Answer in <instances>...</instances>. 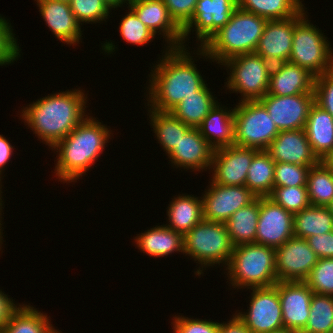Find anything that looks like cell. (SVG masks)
I'll return each instance as SVG.
<instances>
[{
	"label": "cell",
	"mask_w": 333,
	"mask_h": 333,
	"mask_svg": "<svg viewBox=\"0 0 333 333\" xmlns=\"http://www.w3.org/2000/svg\"><path fill=\"white\" fill-rule=\"evenodd\" d=\"M169 224L166 225L183 236L203 219L202 198L194 195H178L168 206Z\"/></svg>",
	"instance_id": "4316f807"
},
{
	"label": "cell",
	"mask_w": 333,
	"mask_h": 333,
	"mask_svg": "<svg viewBox=\"0 0 333 333\" xmlns=\"http://www.w3.org/2000/svg\"><path fill=\"white\" fill-rule=\"evenodd\" d=\"M333 231V215L328 207L310 205L294 214V236L308 238Z\"/></svg>",
	"instance_id": "f546056e"
},
{
	"label": "cell",
	"mask_w": 333,
	"mask_h": 333,
	"mask_svg": "<svg viewBox=\"0 0 333 333\" xmlns=\"http://www.w3.org/2000/svg\"><path fill=\"white\" fill-rule=\"evenodd\" d=\"M18 306L2 327L1 333H50L54 329L47 314L30 305Z\"/></svg>",
	"instance_id": "4dcf8cb0"
},
{
	"label": "cell",
	"mask_w": 333,
	"mask_h": 333,
	"mask_svg": "<svg viewBox=\"0 0 333 333\" xmlns=\"http://www.w3.org/2000/svg\"><path fill=\"white\" fill-rule=\"evenodd\" d=\"M128 7L155 36L160 32L159 35L167 41V48L183 47L182 28L171 17L162 0H130Z\"/></svg>",
	"instance_id": "e0dca14e"
},
{
	"label": "cell",
	"mask_w": 333,
	"mask_h": 333,
	"mask_svg": "<svg viewBox=\"0 0 333 333\" xmlns=\"http://www.w3.org/2000/svg\"><path fill=\"white\" fill-rule=\"evenodd\" d=\"M35 1L43 20L55 37L69 45L80 42L79 40L82 37L81 26L69 3L54 0Z\"/></svg>",
	"instance_id": "7402d4cb"
},
{
	"label": "cell",
	"mask_w": 333,
	"mask_h": 333,
	"mask_svg": "<svg viewBox=\"0 0 333 333\" xmlns=\"http://www.w3.org/2000/svg\"><path fill=\"white\" fill-rule=\"evenodd\" d=\"M294 236V214L268 197H260L256 244L278 248Z\"/></svg>",
	"instance_id": "9a60e30c"
},
{
	"label": "cell",
	"mask_w": 333,
	"mask_h": 333,
	"mask_svg": "<svg viewBox=\"0 0 333 333\" xmlns=\"http://www.w3.org/2000/svg\"><path fill=\"white\" fill-rule=\"evenodd\" d=\"M275 162L266 150H259L253 157L245 186L257 197H267L274 187Z\"/></svg>",
	"instance_id": "1f68e13d"
},
{
	"label": "cell",
	"mask_w": 333,
	"mask_h": 333,
	"mask_svg": "<svg viewBox=\"0 0 333 333\" xmlns=\"http://www.w3.org/2000/svg\"><path fill=\"white\" fill-rule=\"evenodd\" d=\"M236 8L237 0H198L192 18L182 27L183 47L191 30H195L197 41L201 43L198 47H202L229 22Z\"/></svg>",
	"instance_id": "8fae6325"
},
{
	"label": "cell",
	"mask_w": 333,
	"mask_h": 333,
	"mask_svg": "<svg viewBox=\"0 0 333 333\" xmlns=\"http://www.w3.org/2000/svg\"><path fill=\"white\" fill-rule=\"evenodd\" d=\"M311 167L285 162L275 163L274 187H306Z\"/></svg>",
	"instance_id": "60d3db41"
},
{
	"label": "cell",
	"mask_w": 333,
	"mask_h": 333,
	"mask_svg": "<svg viewBox=\"0 0 333 333\" xmlns=\"http://www.w3.org/2000/svg\"><path fill=\"white\" fill-rule=\"evenodd\" d=\"M315 76L306 68L291 62L272 66L267 94L291 96L314 93Z\"/></svg>",
	"instance_id": "603a6c76"
},
{
	"label": "cell",
	"mask_w": 333,
	"mask_h": 333,
	"mask_svg": "<svg viewBox=\"0 0 333 333\" xmlns=\"http://www.w3.org/2000/svg\"><path fill=\"white\" fill-rule=\"evenodd\" d=\"M258 149L230 145L215 149L211 170L214 183L225 186H245L248 170Z\"/></svg>",
	"instance_id": "2e32d148"
},
{
	"label": "cell",
	"mask_w": 333,
	"mask_h": 333,
	"mask_svg": "<svg viewBox=\"0 0 333 333\" xmlns=\"http://www.w3.org/2000/svg\"><path fill=\"white\" fill-rule=\"evenodd\" d=\"M260 211V197L238 209L226 222L233 246L255 243Z\"/></svg>",
	"instance_id": "83f0119b"
},
{
	"label": "cell",
	"mask_w": 333,
	"mask_h": 333,
	"mask_svg": "<svg viewBox=\"0 0 333 333\" xmlns=\"http://www.w3.org/2000/svg\"><path fill=\"white\" fill-rule=\"evenodd\" d=\"M213 153L214 149L200 134L198 128H191L167 156L174 167L197 172L211 169Z\"/></svg>",
	"instance_id": "44dd1931"
},
{
	"label": "cell",
	"mask_w": 333,
	"mask_h": 333,
	"mask_svg": "<svg viewBox=\"0 0 333 333\" xmlns=\"http://www.w3.org/2000/svg\"><path fill=\"white\" fill-rule=\"evenodd\" d=\"M218 333H252L235 313L226 323H219Z\"/></svg>",
	"instance_id": "7dc6e473"
},
{
	"label": "cell",
	"mask_w": 333,
	"mask_h": 333,
	"mask_svg": "<svg viewBox=\"0 0 333 333\" xmlns=\"http://www.w3.org/2000/svg\"><path fill=\"white\" fill-rule=\"evenodd\" d=\"M234 107V145L267 150L279 134L266 108L258 101H239Z\"/></svg>",
	"instance_id": "9c48e42d"
},
{
	"label": "cell",
	"mask_w": 333,
	"mask_h": 333,
	"mask_svg": "<svg viewBox=\"0 0 333 333\" xmlns=\"http://www.w3.org/2000/svg\"><path fill=\"white\" fill-rule=\"evenodd\" d=\"M221 65L230 70L227 90L241 94L240 101H255L267 94L272 64L256 53L232 57Z\"/></svg>",
	"instance_id": "ba28073f"
},
{
	"label": "cell",
	"mask_w": 333,
	"mask_h": 333,
	"mask_svg": "<svg viewBox=\"0 0 333 333\" xmlns=\"http://www.w3.org/2000/svg\"><path fill=\"white\" fill-rule=\"evenodd\" d=\"M266 151L275 163L315 166L321 161L313 152L304 129L279 131Z\"/></svg>",
	"instance_id": "d6986e66"
},
{
	"label": "cell",
	"mask_w": 333,
	"mask_h": 333,
	"mask_svg": "<svg viewBox=\"0 0 333 333\" xmlns=\"http://www.w3.org/2000/svg\"><path fill=\"white\" fill-rule=\"evenodd\" d=\"M8 20L0 15V66L11 64L20 58V48Z\"/></svg>",
	"instance_id": "b9f144b4"
},
{
	"label": "cell",
	"mask_w": 333,
	"mask_h": 333,
	"mask_svg": "<svg viewBox=\"0 0 333 333\" xmlns=\"http://www.w3.org/2000/svg\"><path fill=\"white\" fill-rule=\"evenodd\" d=\"M69 4L81 25L86 22L100 23L106 21L109 18V10L112 9L105 0H71Z\"/></svg>",
	"instance_id": "74e56055"
},
{
	"label": "cell",
	"mask_w": 333,
	"mask_h": 333,
	"mask_svg": "<svg viewBox=\"0 0 333 333\" xmlns=\"http://www.w3.org/2000/svg\"><path fill=\"white\" fill-rule=\"evenodd\" d=\"M225 270L233 288L273 286L278 282L275 248L256 243L235 246Z\"/></svg>",
	"instance_id": "5b68a950"
},
{
	"label": "cell",
	"mask_w": 333,
	"mask_h": 333,
	"mask_svg": "<svg viewBox=\"0 0 333 333\" xmlns=\"http://www.w3.org/2000/svg\"><path fill=\"white\" fill-rule=\"evenodd\" d=\"M223 107L217 102L197 127L214 150L234 145V108Z\"/></svg>",
	"instance_id": "cb8c5ba5"
},
{
	"label": "cell",
	"mask_w": 333,
	"mask_h": 333,
	"mask_svg": "<svg viewBox=\"0 0 333 333\" xmlns=\"http://www.w3.org/2000/svg\"><path fill=\"white\" fill-rule=\"evenodd\" d=\"M187 47L166 48L149 77L148 109L170 112L184 97L193 95L205 85ZM193 60V61H192ZM149 95V96H148Z\"/></svg>",
	"instance_id": "6da1fadb"
},
{
	"label": "cell",
	"mask_w": 333,
	"mask_h": 333,
	"mask_svg": "<svg viewBox=\"0 0 333 333\" xmlns=\"http://www.w3.org/2000/svg\"><path fill=\"white\" fill-rule=\"evenodd\" d=\"M306 187L310 205L327 207L333 200V169L321 160L310 168Z\"/></svg>",
	"instance_id": "e575fe53"
},
{
	"label": "cell",
	"mask_w": 333,
	"mask_h": 333,
	"mask_svg": "<svg viewBox=\"0 0 333 333\" xmlns=\"http://www.w3.org/2000/svg\"><path fill=\"white\" fill-rule=\"evenodd\" d=\"M294 17L268 20L255 53L272 65L288 62L291 55Z\"/></svg>",
	"instance_id": "ffe728a7"
},
{
	"label": "cell",
	"mask_w": 333,
	"mask_h": 333,
	"mask_svg": "<svg viewBox=\"0 0 333 333\" xmlns=\"http://www.w3.org/2000/svg\"><path fill=\"white\" fill-rule=\"evenodd\" d=\"M267 21L237 7L229 22L198 48L197 55L221 65L232 57L255 53Z\"/></svg>",
	"instance_id": "277c9868"
},
{
	"label": "cell",
	"mask_w": 333,
	"mask_h": 333,
	"mask_svg": "<svg viewBox=\"0 0 333 333\" xmlns=\"http://www.w3.org/2000/svg\"><path fill=\"white\" fill-rule=\"evenodd\" d=\"M108 4H109V6L113 9H115V8H117V7H122V5L124 4L125 5V3H127V5H128V3H129V1L128 0H105Z\"/></svg>",
	"instance_id": "f907efd6"
},
{
	"label": "cell",
	"mask_w": 333,
	"mask_h": 333,
	"mask_svg": "<svg viewBox=\"0 0 333 333\" xmlns=\"http://www.w3.org/2000/svg\"><path fill=\"white\" fill-rule=\"evenodd\" d=\"M18 308L12 298L0 290V329L7 323L11 314Z\"/></svg>",
	"instance_id": "c3c4849f"
},
{
	"label": "cell",
	"mask_w": 333,
	"mask_h": 333,
	"mask_svg": "<svg viewBox=\"0 0 333 333\" xmlns=\"http://www.w3.org/2000/svg\"><path fill=\"white\" fill-rule=\"evenodd\" d=\"M250 304L247 312L236 311L252 333H268L284 327L281 302L275 285L251 288Z\"/></svg>",
	"instance_id": "30bf717a"
},
{
	"label": "cell",
	"mask_w": 333,
	"mask_h": 333,
	"mask_svg": "<svg viewBox=\"0 0 333 333\" xmlns=\"http://www.w3.org/2000/svg\"><path fill=\"white\" fill-rule=\"evenodd\" d=\"M333 328V296L312 294L310 313L300 333H329Z\"/></svg>",
	"instance_id": "d590c367"
},
{
	"label": "cell",
	"mask_w": 333,
	"mask_h": 333,
	"mask_svg": "<svg viewBox=\"0 0 333 333\" xmlns=\"http://www.w3.org/2000/svg\"><path fill=\"white\" fill-rule=\"evenodd\" d=\"M1 218H2V214H0V225L2 226V224H1V222H2ZM1 226H0V250H1L2 241H3V239H2L3 238L2 237L3 232H2Z\"/></svg>",
	"instance_id": "db71d44e"
},
{
	"label": "cell",
	"mask_w": 333,
	"mask_h": 333,
	"mask_svg": "<svg viewBox=\"0 0 333 333\" xmlns=\"http://www.w3.org/2000/svg\"><path fill=\"white\" fill-rule=\"evenodd\" d=\"M304 130L313 152L324 160L333 150V116L314 102Z\"/></svg>",
	"instance_id": "484cf974"
},
{
	"label": "cell",
	"mask_w": 333,
	"mask_h": 333,
	"mask_svg": "<svg viewBox=\"0 0 333 333\" xmlns=\"http://www.w3.org/2000/svg\"><path fill=\"white\" fill-rule=\"evenodd\" d=\"M268 333H300V332L283 327L281 329L274 330Z\"/></svg>",
	"instance_id": "f5cc1de1"
},
{
	"label": "cell",
	"mask_w": 333,
	"mask_h": 333,
	"mask_svg": "<svg viewBox=\"0 0 333 333\" xmlns=\"http://www.w3.org/2000/svg\"><path fill=\"white\" fill-rule=\"evenodd\" d=\"M134 243L143 253L153 257H164L174 252H184L183 235L166 226H155L137 234Z\"/></svg>",
	"instance_id": "d4e9b609"
},
{
	"label": "cell",
	"mask_w": 333,
	"mask_h": 333,
	"mask_svg": "<svg viewBox=\"0 0 333 333\" xmlns=\"http://www.w3.org/2000/svg\"><path fill=\"white\" fill-rule=\"evenodd\" d=\"M330 168L333 169V150L323 160Z\"/></svg>",
	"instance_id": "816d5d0a"
},
{
	"label": "cell",
	"mask_w": 333,
	"mask_h": 333,
	"mask_svg": "<svg viewBox=\"0 0 333 333\" xmlns=\"http://www.w3.org/2000/svg\"><path fill=\"white\" fill-rule=\"evenodd\" d=\"M173 325L174 329L173 333H218L219 322L201 320V319H193L184 316H176L173 317Z\"/></svg>",
	"instance_id": "7bdbcfd3"
},
{
	"label": "cell",
	"mask_w": 333,
	"mask_h": 333,
	"mask_svg": "<svg viewBox=\"0 0 333 333\" xmlns=\"http://www.w3.org/2000/svg\"><path fill=\"white\" fill-rule=\"evenodd\" d=\"M267 197L293 214L310 206L307 187H273Z\"/></svg>",
	"instance_id": "8d00e7d4"
},
{
	"label": "cell",
	"mask_w": 333,
	"mask_h": 333,
	"mask_svg": "<svg viewBox=\"0 0 333 333\" xmlns=\"http://www.w3.org/2000/svg\"><path fill=\"white\" fill-rule=\"evenodd\" d=\"M150 117V124L161 144L166 155L177 145L181 137H183L192 127L184 124L181 120L176 118L171 112H161L148 110Z\"/></svg>",
	"instance_id": "d6a6232c"
},
{
	"label": "cell",
	"mask_w": 333,
	"mask_h": 333,
	"mask_svg": "<svg viewBox=\"0 0 333 333\" xmlns=\"http://www.w3.org/2000/svg\"><path fill=\"white\" fill-rule=\"evenodd\" d=\"M112 130L95 117L87 116L51 149L57 150L56 176L62 182H75L94 165L109 143Z\"/></svg>",
	"instance_id": "3957f363"
},
{
	"label": "cell",
	"mask_w": 333,
	"mask_h": 333,
	"mask_svg": "<svg viewBox=\"0 0 333 333\" xmlns=\"http://www.w3.org/2000/svg\"><path fill=\"white\" fill-rule=\"evenodd\" d=\"M307 16L304 8L294 16L289 62L306 68L317 77L333 69V52L327 37L309 22Z\"/></svg>",
	"instance_id": "8992f818"
},
{
	"label": "cell",
	"mask_w": 333,
	"mask_h": 333,
	"mask_svg": "<svg viewBox=\"0 0 333 333\" xmlns=\"http://www.w3.org/2000/svg\"><path fill=\"white\" fill-rule=\"evenodd\" d=\"M330 213L333 215V200L330 202V204L327 206Z\"/></svg>",
	"instance_id": "11a10c76"
},
{
	"label": "cell",
	"mask_w": 333,
	"mask_h": 333,
	"mask_svg": "<svg viewBox=\"0 0 333 333\" xmlns=\"http://www.w3.org/2000/svg\"><path fill=\"white\" fill-rule=\"evenodd\" d=\"M315 103L333 116V69L315 77Z\"/></svg>",
	"instance_id": "ee69618b"
},
{
	"label": "cell",
	"mask_w": 333,
	"mask_h": 333,
	"mask_svg": "<svg viewBox=\"0 0 333 333\" xmlns=\"http://www.w3.org/2000/svg\"><path fill=\"white\" fill-rule=\"evenodd\" d=\"M237 7L266 20L292 18L305 8L300 0H237Z\"/></svg>",
	"instance_id": "836d02e7"
},
{
	"label": "cell",
	"mask_w": 333,
	"mask_h": 333,
	"mask_svg": "<svg viewBox=\"0 0 333 333\" xmlns=\"http://www.w3.org/2000/svg\"><path fill=\"white\" fill-rule=\"evenodd\" d=\"M54 1H60V2L69 3L71 0H54Z\"/></svg>",
	"instance_id": "9f6ffc18"
},
{
	"label": "cell",
	"mask_w": 333,
	"mask_h": 333,
	"mask_svg": "<svg viewBox=\"0 0 333 333\" xmlns=\"http://www.w3.org/2000/svg\"><path fill=\"white\" fill-rule=\"evenodd\" d=\"M13 147L11 143L3 137V135H0V183H1V174L2 170H4V166L7 164V162H10V157H12L13 153ZM1 184H0V191H1Z\"/></svg>",
	"instance_id": "681fc988"
},
{
	"label": "cell",
	"mask_w": 333,
	"mask_h": 333,
	"mask_svg": "<svg viewBox=\"0 0 333 333\" xmlns=\"http://www.w3.org/2000/svg\"><path fill=\"white\" fill-rule=\"evenodd\" d=\"M304 282L313 293L333 296V258L319 259Z\"/></svg>",
	"instance_id": "f35d334b"
},
{
	"label": "cell",
	"mask_w": 333,
	"mask_h": 333,
	"mask_svg": "<svg viewBox=\"0 0 333 333\" xmlns=\"http://www.w3.org/2000/svg\"><path fill=\"white\" fill-rule=\"evenodd\" d=\"M183 244V253L201 265L195 272L198 276L203 274V267L222 263L226 268L234 248L225 223L204 219L183 236Z\"/></svg>",
	"instance_id": "52a82bcc"
},
{
	"label": "cell",
	"mask_w": 333,
	"mask_h": 333,
	"mask_svg": "<svg viewBox=\"0 0 333 333\" xmlns=\"http://www.w3.org/2000/svg\"><path fill=\"white\" fill-rule=\"evenodd\" d=\"M283 325L301 332L308 322L313 291L304 281L277 282Z\"/></svg>",
	"instance_id": "ac0fdd59"
},
{
	"label": "cell",
	"mask_w": 333,
	"mask_h": 333,
	"mask_svg": "<svg viewBox=\"0 0 333 333\" xmlns=\"http://www.w3.org/2000/svg\"><path fill=\"white\" fill-rule=\"evenodd\" d=\"M128 8V14L119 23L120 34L127 43L144 46V44L151 42L155 35L143 24L136 13L130 7Z\"/></svg>",
	"instance_id": "ab89813d"
},
{
	"label": "cell",
	"mask_w": 333,
	"mask_h": 333,
	"mask_svg": "<svg viewBox=\"0 0 333 333\" xmlns=\"http://www.w3.org/2000/svg\"><path fill=\"white\" fill-rule=\"evenodd\" d=\"M267 110L279 131L304 129L310 107L315 102L314 93L291 96L266 94L258 100Z\"/></svg>",
	"instance_id": "4fadbf2b"
},
{
	"label": "cell",
	"mask_w": 333,
	"mask_h": 333,
	"mask_svg": "<svg viewBox=\"0 0 333 333\" xmlns=\"http://www.w3.org/2000/svg\"><path fill=\"white\" fill-rule=\"evenodd\" d=\"M171 17L182 28L194 13L198 0H162Z\"/></svg>",
	"instance_id": "f6af8a7d"
},
{
	"label": "cell",
	"mask_w": 333,
	"mask_h": 333,
	"mask_svg": "<svg viewBox=\"0 0 333 333\" xmlns=\"http://www.w3.org/2000/svg\"><path fill=\"white\" fill-rule=\"evenodd\" d=\"M209 90L206 83L193 95L184 97L170 112L184 124L197 128L218 102L215 100L217 97L214 98Z\"/></svg>",
	"instance_id": "f1b7e54d"
},
{
	"label": "cell",
	"mask_w": 333,
	"mask_h": 333,
	"mask_svg": "<svg viewBox=\"0 0 333 333\" xmlns=\"http://www.w3.org/2000/svg\"><path fill=\"white\" fill-rule=\"evenodd\" d=\"M50 333H62V332L55 330V327H54V329Z\"/></svg>",
	"instance_id": "6f0895ef"
},
{
	"label": "cell",
	"mask_w": 333,
	"mask_h": 333,
	"mask_svg": "<svg viewBox=\"0 0 333 333\" xmlns=\"http://www.w3.org/2000/svg\"><path fill=\"white\" fill-rule=\"evenodd\" d=\"M80 88L57 92L23 107L20 117L50 148L65 138L88 115L87 95ZM86 95V96H85Z\"/></svg>",
	"instance_id": "7a4b0ae2"
},
{
	"label": "cell",
	"mask_w": 333,
	"mask_h": 333,
	"mask_svg": "<svg viewBox=\"0 0 333 333\" xmlns=\"http://www.w3.org/2000/svg\"><path fill=\"white\" fill-rule=\"evenodd\" d=\"M278 282L304 281L318 262L306 239L293 236L275 249Z\"/></svg>",
	"instance_id": "5bb4252c"
},
{
	"label": "cell",
	"mask_w": 333,
	"mask_h": 333,
	"mask_svg": "<svg viewBox=\"0 0 333 333\" xmlns=\"http://www.w3.org/2000/svg\"><path fill=\"white\" fill-rule=\"evenodd\" d=\"M306 241L319 259L333 258V231L310 236Z\"/></svg>",
	"instance_id": "bcb514c9"
},
{
	"label": "cell",
	"mask_w": 333,
	"mask_h": 333,
	"mask_svg": "<svg viewBox=\"0 0 333 333\" xmlns=\"http://www.w3.org/2000/svg\"><path fill=\"white\" fill-rule=\"evenodd\" d=\"M202 194L203 219L225 223L238 209L253 202L257 196L246 186H225L210 183Z\"/></svg>",
	"instance_id": "7c38bea8"
}]
</instances>
